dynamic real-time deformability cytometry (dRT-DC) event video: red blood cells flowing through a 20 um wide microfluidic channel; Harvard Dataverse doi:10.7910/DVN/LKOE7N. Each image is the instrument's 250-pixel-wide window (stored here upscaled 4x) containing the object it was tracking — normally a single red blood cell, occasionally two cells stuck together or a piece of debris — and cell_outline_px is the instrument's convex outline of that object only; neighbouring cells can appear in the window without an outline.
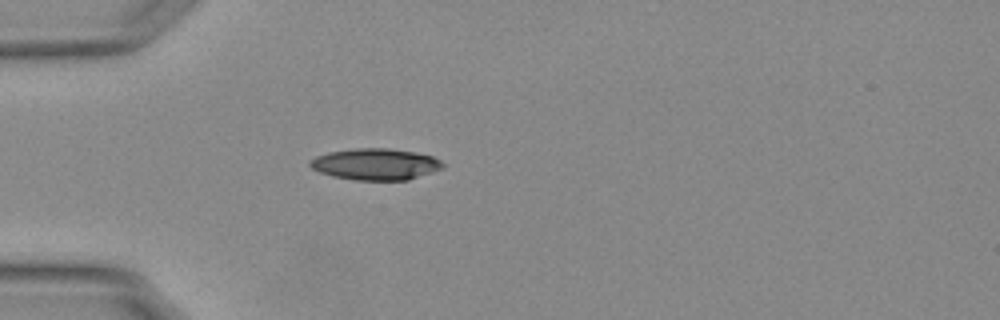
{"species": "Egyptian fruit bat (a non-hibernating species)", "species_latin": "Rousettus aegyptiacus", "temperature_condition": "warm", "stored_images_in_passage": 40, "camera_frame_rate_fps": 3000, "um_per_image_px": 0.085, "animal": {"sex": "female"}, "frame": {"image": 1, "passage_image": 1, "time_ms": 0.0, "image_size_px": [1000, 320], "cell_outline_px": [[444, 168], [408, 180], [356, 180], [332, 176], [320, 172], [312, 168], [308, 164], [308, 160], [316, 156], [328, 152], [356, 148], [388, 148], [416, 152], [432, 156], [440, 160], [444, 164]], "centroid_in_image_um": [31.91, 13.95], "position_along_channel_um": 53.1, "area_um2": 24.45}}
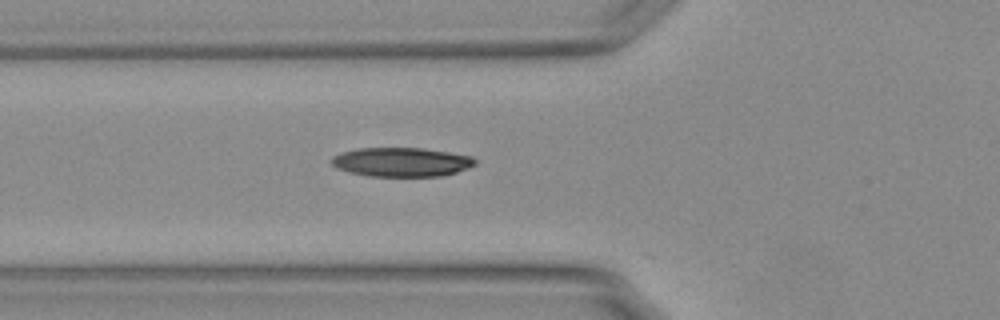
{"frame": {"image": 2, "passage_image": 5, "time_ms": 1.333, "image_size_px": [1000, 320], "cell_outline_px": [[476, 164], [468, 168], [456, 172], [440, 176], [368, 176], [348, 172], [332, 164], [332, 156], [356, 148], [424, 148], [472, 156], [476, 160]], "centroid_in_image_um": [34.15, 13.77], "position_along_channel_um": 91.6, "area_um2": 24.22}}
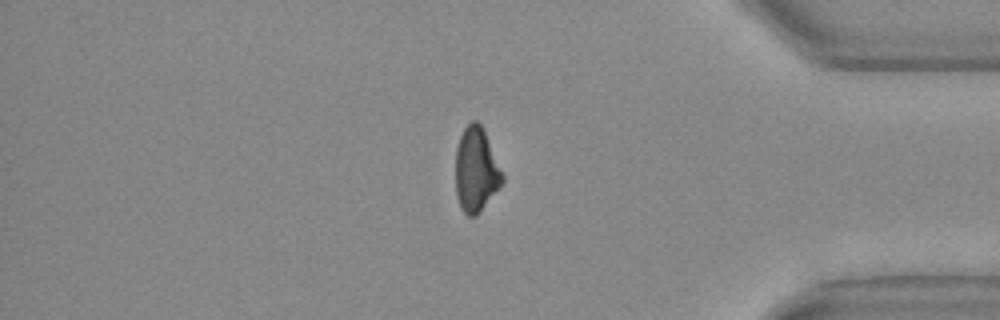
{"frame": {"image": 3, "passage_image": 31, "time_ms": 10.0, "image_size_px": [1000, 320], "cell_outline_px": [[504, 180], [476, 216], [468, 216], [460, 208], [456, 196], [456, 148], [460, 136], [464, 128], [472, 120], [476, 120], [484, 128], [504, 176]], "centroid_in_image_um": [40.45, 14.41], "position_along_channel_um": 394.7, "area_um2": 22.95}, "authors_computed_cell_mechanics": {"area_um2": 24.1893, "velocity_mm_per_s": 3.7813, "shape_relaxation_time_tau1_ms": 6.7903, "shape_relaxation_time_tau2_ms": 4.7669, "deformation_change_tau1": 0.2138, "deformation_change_tau2": 0.1242}}